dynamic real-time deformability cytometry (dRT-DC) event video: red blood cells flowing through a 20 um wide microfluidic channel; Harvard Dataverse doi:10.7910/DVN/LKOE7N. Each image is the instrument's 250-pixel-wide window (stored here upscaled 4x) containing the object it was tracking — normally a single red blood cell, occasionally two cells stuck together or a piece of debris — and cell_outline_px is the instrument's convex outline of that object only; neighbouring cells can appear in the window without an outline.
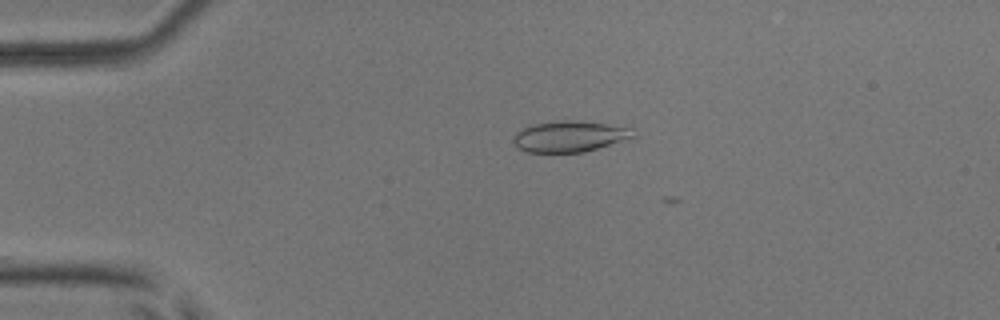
{"species": "common noctule bat (a hibernating species)", "species_latin": "Nyctalus noctula", "temperature_condition": "room temperature", "stored_images_in_passage": 4, "camera_frame_rate_fps": 3000, "um_per_image_px": 0.085, "animal": {"sex": "male", "body_mass_g": 17.9, "forearm_length_mm": 54.2}, "frame": {"image": 1, "passage_image": 2, "time_ms": 0.333, "image_size_px": [1000, 320], "cell_outline_px": [[636, 136], [584, 152], [528, 152], [516, 148], [512, 140], [512, 136], [520, 128], [528, 124], [564, 120], [572, 120], [604, 124], [632, 128]], "centroid_in_image_um": [48.32, 11.59], "position_along_channel_um": 36.7, "area_um2": 21.68}}